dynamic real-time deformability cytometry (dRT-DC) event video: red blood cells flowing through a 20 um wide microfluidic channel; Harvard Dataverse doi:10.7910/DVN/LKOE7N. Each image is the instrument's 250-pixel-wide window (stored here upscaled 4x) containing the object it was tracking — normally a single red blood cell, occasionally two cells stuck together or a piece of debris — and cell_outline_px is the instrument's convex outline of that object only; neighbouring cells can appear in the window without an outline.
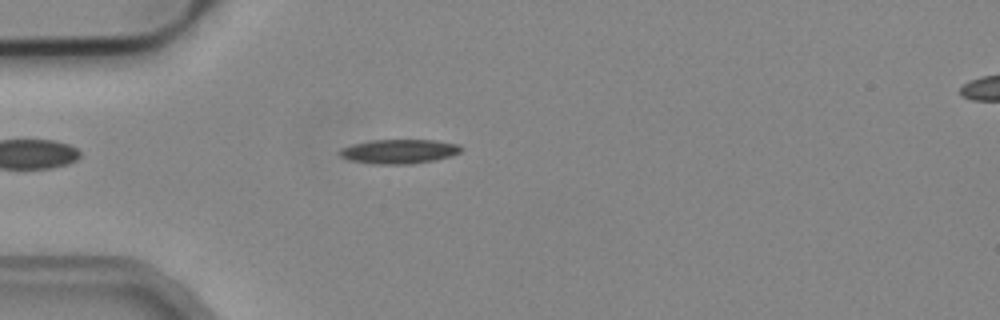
{"species": "common noctule bat (a hibernating species)", "species_latin": "Nyctalus noctula", "temperature_condition": "cold", "stored_images_in_passage": 6, "segment_of_instrument_passage": [1, 2], "camera_frame_rate_fps": 3000, "um_per_image_px": 0.085, "animal": {"sex": "male", "body_mass_g": 19.2, "forearm_length_mm": 51.8}, "frame": {"image": 1, "passage_image": 5, "time_ms": 1.333, "image_size_px": [1000, 320], "cell_outline_px": [[464, 148], [460, 152], [452, 156], [436, 160], [412, 164], [372, 164], [348, 160], [340, 156], [340, 148], [352, 144], [372, 140], [436, 140], [460, 144]], "centroid_in_image_um": [33.96, 12.87], "position_along_channel_um": 51.0, "area_um2": 17.46}}